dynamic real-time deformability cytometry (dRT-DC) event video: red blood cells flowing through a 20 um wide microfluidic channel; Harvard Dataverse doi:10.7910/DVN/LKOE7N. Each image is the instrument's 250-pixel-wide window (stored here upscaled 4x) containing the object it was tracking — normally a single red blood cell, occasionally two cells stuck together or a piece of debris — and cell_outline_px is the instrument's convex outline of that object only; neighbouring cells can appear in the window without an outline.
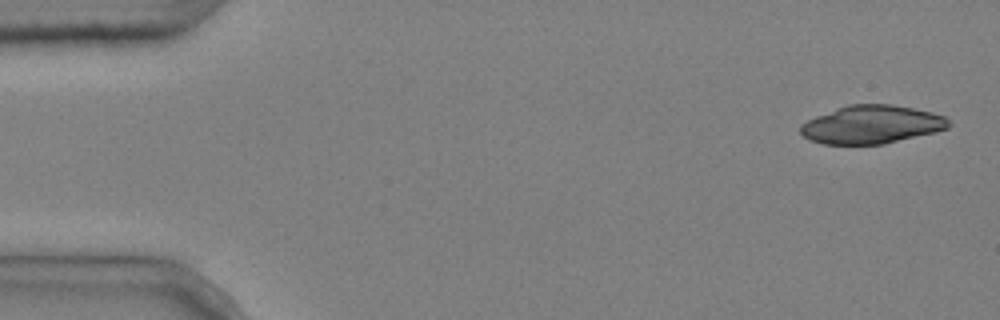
{"species": "common noctule bat (a hibernating species)", "species_latin": "Nyctalus noctula", "temperature_condition": "cold", "stored_images_in_passage": 6, "segment_of_instrument_passage": [2, 2], "camera_frame_rate_fps": 3000, "um_per_image_px": 0.085, "animal": {"sex": "male", "body_mass_g": 20.4}, "frame": {"image": 1, "passage_image": 6, "time_ms": 1.667, "image_size_px": [1000, 320], "cell_outline_px": [[952, 124], [948, 128], [936, 132], [884, 144], [824, 144], [808, 140], [800, 132], [800, 124], [816, 116], [848, 104], [892, 104], [932, 112], [944, 116]], "centroid_in_image_um": [74.1, 10.59], "position_along_channel_um": 10.9, "area_um2": 33.06}}